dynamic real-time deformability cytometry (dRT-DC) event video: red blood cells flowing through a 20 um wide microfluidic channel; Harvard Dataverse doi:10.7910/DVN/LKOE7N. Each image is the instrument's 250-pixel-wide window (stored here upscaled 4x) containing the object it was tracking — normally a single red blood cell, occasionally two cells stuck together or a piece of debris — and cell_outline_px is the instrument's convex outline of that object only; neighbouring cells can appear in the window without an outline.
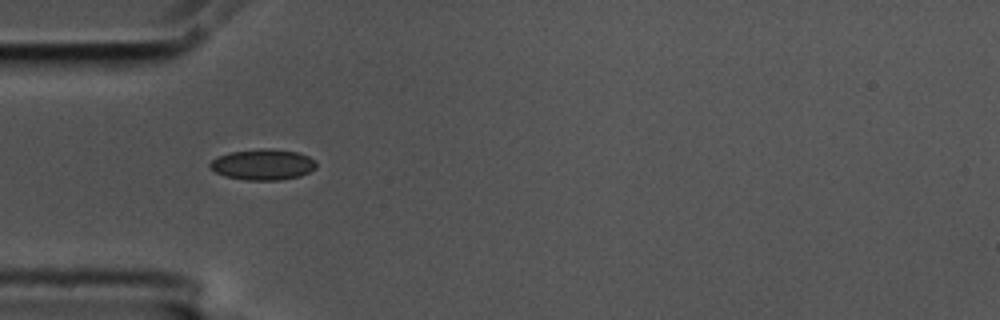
{"species": "common noctule bat (a hibernating species)", "species_latin": "Nyctalus noctula", "temperature_condition": "cold", "stored_images_in_passage": 2, "camera_frame_rate_fps": 3000, "um_per_image_px": 0.085, "animal": {"sex": "male", "body_mass_g": 17.5, "forearm_length_mm": 52.3}, "frame": {"image": 1, "passage_image": 1, "time_ms": 0.0, "image_size_px": [1000, 320], "cell_outline_px": [[316, 168], [300, 176], [280, 180], [244, 180], [224, 176], [208, 168], [208, 164], [216, 156], [228, 152], [260, 148], [272, 148], [296, 152], [308, 156], [316, 160]], "centroid_in_image_um": [22.3, 13.98], "position_along_channel_um": 62.7, "area_um2": 19.42}}